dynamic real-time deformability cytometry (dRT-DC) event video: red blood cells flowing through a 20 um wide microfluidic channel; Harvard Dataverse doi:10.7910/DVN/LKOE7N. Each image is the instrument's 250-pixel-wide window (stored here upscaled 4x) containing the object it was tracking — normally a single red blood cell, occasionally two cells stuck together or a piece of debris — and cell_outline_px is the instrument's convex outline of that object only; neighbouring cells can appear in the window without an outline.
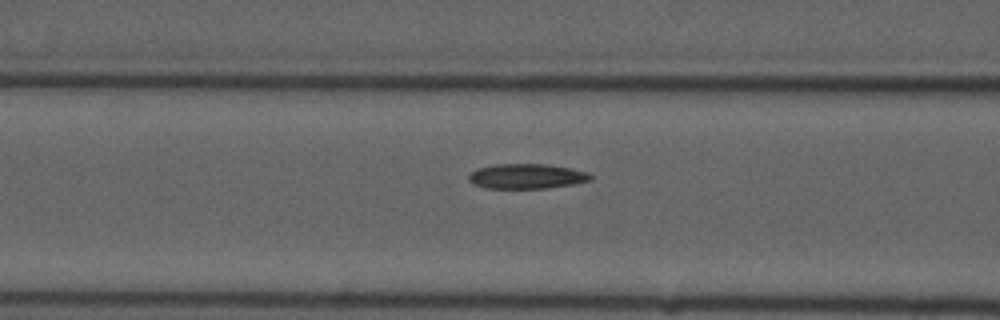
{"species": "common noctule bat (a hibernating species)", "species_latin": "Nyctalus noctula", "temperature_condition": "cold", "stored_images_in_passage": 7, "camera_frame_rate_fps": 3000, "um_per_image_px": 0.085, "animal": {"sex": "male", "forearm_length_mm": 52.5}, "frame": {"image": 1, "passage_image": 6, "time_ms": 7.0, "image_size_px": [1000, 320], "cell_outline_px": [[596, 176], [592, 180], [572, 184], [548, 188], [484, 188], [472, 184], [468, 180], [468, 176], [476, 168], [496, 164], [548, 164], [588, 172]], "centroid_in_image_um": [44.77, 14.98], "position_along_channel_um": 121.8, "area_um2": 17.86}}